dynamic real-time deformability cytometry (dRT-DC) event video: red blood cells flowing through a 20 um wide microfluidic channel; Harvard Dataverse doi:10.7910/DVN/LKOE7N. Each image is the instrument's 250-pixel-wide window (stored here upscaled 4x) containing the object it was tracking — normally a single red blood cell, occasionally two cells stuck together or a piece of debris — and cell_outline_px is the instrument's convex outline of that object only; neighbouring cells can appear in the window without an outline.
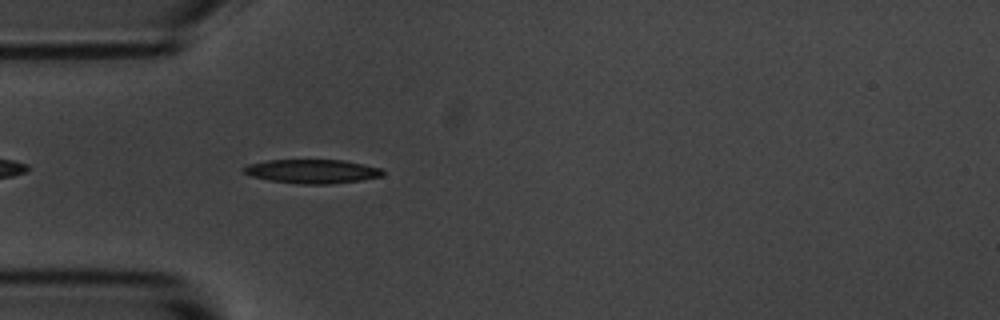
{"species": "common noctule bat (a hibernating species)", "species_latin": "Nyctalus noctula", "temperature_condition": "room temperature", "stored_images_in_passage": 38, "camera_frame_rate_fps": 3000, "um_per_image_px": 0.085, "animal": {"sex": "male", "body_mass_g": 20.1, "forearm_length_mm": 53.5}, "frame": {"image": 1, "passage_image": 4, "time_ms": 1.0, "image_size_px": [1000, 320], "cell_outline_px": [[384, 176], [360, 180], [328, 184], [300, 184], [268, 180], [252, 176], [244, 172], [244, 168], [248, 164], [268, 160], [344, 160], [384, 168]], "centroid_in_image_um": [26.59, 14.56], "position_along_channel_um": 58.4, "area_um2": 19.42}}
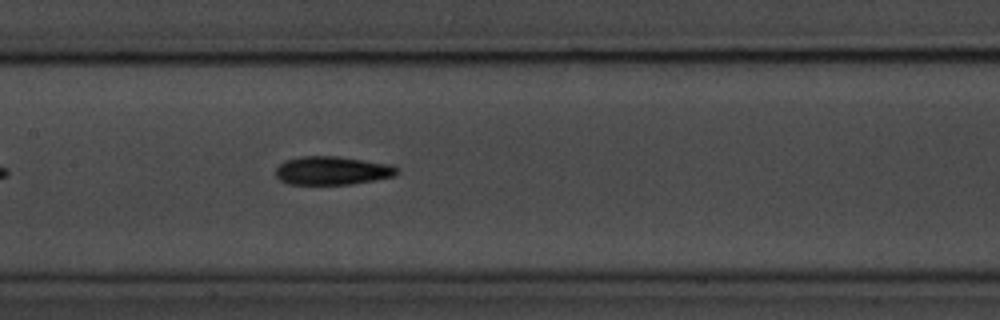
{"frame": {"image": 2, "passage_image": 14, "time_ms": 4.333, "image_size_px": [1000, 320], "cell_outline_px": [[400, 172], [396, 176], [376, 180], [352, 184], [288, 184], [280, 180], [276, 176], [276, 168], [284, 160], [304, 156], [336, 156], [392, 164], [400, 168]], "centroid_in_image_um": [28.3, 14.5], "position_along_channel_um": 179.1, "area_um2": 20.35}}
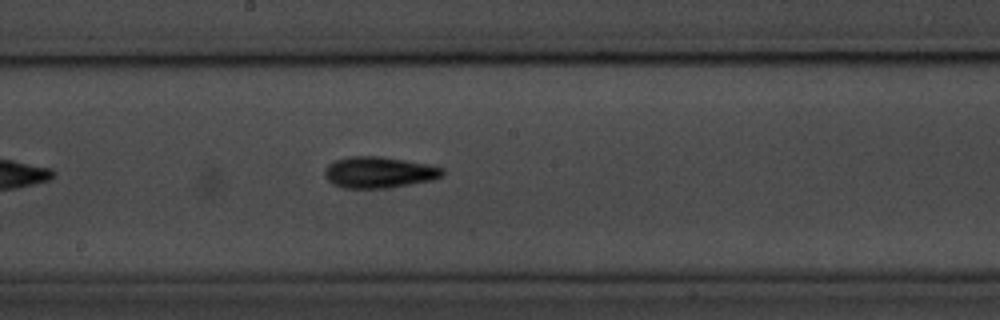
{"frame": {"image": 3, "passage_image": 17, "time_ms": 5.333, "image_size_px": [1000, 320], "cell_outline_px": [[444, 176], [432, 180], [384, 188], [344, 188], [332, 184], [328, 180], [324, 172], [328, 164], [336, 160], [348, 156], [380, 156], [404, 160], [444, 168]], "centroid_in_image_um": [32.19, 14.65], "position_along_channel_um": 216.0, "area_um2": 21.27}, "authors_computed_cell_mechanics": {"area_um2": 19.4208, "velocity_mm_per_s": 3.6881, "shape_relaxation_time_tau1_ms": 2.895, "shape_relaxation_time_tau2_ms": 4.0623, "deformation_change_tau1": 0.1231, "deformation_change_tau2": 0.1297}}